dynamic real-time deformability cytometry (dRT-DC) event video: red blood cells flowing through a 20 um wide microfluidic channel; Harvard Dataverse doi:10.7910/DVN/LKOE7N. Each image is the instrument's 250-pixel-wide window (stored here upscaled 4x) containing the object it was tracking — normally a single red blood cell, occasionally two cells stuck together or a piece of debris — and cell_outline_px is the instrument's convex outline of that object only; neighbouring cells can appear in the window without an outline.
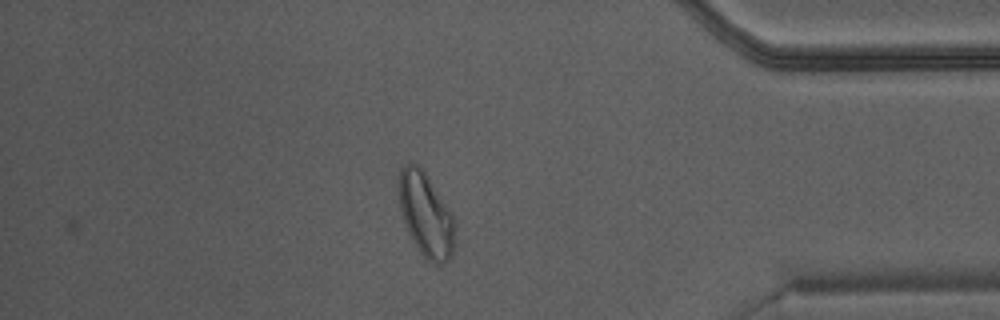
{"species": "Egyptian fruit bat (a non-hibernating species)", "species_latin": "Rousettus aegyptiacus", "temperature_condition": "warm", "stored_images_in_passage": 42, "camera_frame_rate_fps": 3000, "um_per_image_px": 0.085, "animal": {"sex": "male"}, "frame": {"image": 1, "passage_image": 42, "time_ms": 13.667, "image_size_px": [1000, 320], "cell_outline_px": [[456, 236], [452, 256], [448, 260], [440, 264], [436, 264], [428, 260], [420, 252], [408, 232], [400, 212], [400, 168], [404, 164], [416, 164], [424, 172], [452, 212], [456, 220]], "centroid_in_image_um": [36.25, 18.3], "position_along_channel_um": 399.0, "area_um2": 27.28}}